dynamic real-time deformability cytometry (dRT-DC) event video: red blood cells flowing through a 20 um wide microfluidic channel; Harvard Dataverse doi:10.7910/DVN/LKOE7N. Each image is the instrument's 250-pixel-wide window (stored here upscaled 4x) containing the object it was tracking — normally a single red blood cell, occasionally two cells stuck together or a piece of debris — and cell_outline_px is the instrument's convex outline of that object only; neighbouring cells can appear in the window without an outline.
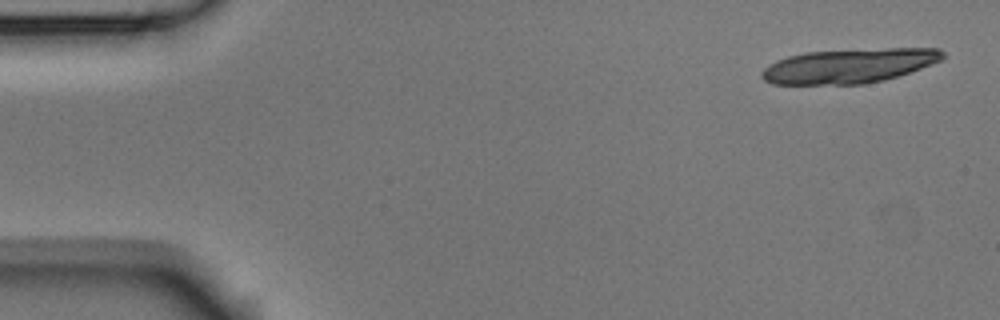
{"species": "Egyptian fruit bat (a non-hibernating species)", "species_latin": "Rousettus aegyptiacus", "temperature_condition": "room temperature", "stored_images_in_passage": 4, "camera_frame_rate_fps": 3000, "um_per_image_px": 0.085, "animal": {"sex": "male"}, "frame": {"image": 1, "passage_image": 1, "time_ms": 0.0, "image_size_px": [1000, 320], "cell_outline_px": [[944, 56], [940, 60], [920, 68], [884, 80], [864, 84], [772, 84], [764, 80], [760, 76], [760, 72], [768, 64], [776, 60], [788, 56], [808, 52], [888, 48], [940, 48], [944, 52]], "centroid_in_image_um": [72.12, 5.6], "position_along_channel_um": 12.9, "area_um2": 36.13}}